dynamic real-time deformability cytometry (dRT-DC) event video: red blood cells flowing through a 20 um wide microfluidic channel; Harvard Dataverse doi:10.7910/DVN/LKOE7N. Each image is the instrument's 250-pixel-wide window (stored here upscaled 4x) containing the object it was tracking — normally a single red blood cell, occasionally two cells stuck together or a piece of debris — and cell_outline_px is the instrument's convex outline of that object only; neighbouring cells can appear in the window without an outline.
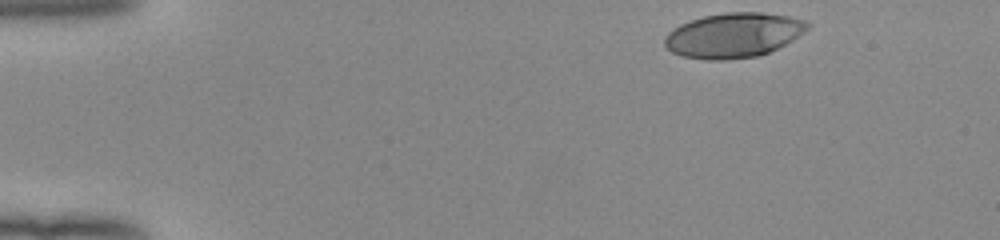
{"species": "human", "species_latin": "Homo sapiens", "temperature_condition": "room temperature", "stored_images_in_passage": 39, "camera_frame_rate_fps": 3000, "um_per_image_px": 0.085, "donor": {"sex": "female"}, "frame": {"image": 1, "passage_image": 1, "time_ms": 0.0, "image_size_px": [1000, 240], "cell_outline_px": [[812, 24], [804, 32], [792, 40], [768, 52], [756, 56], [724, 60], [708, 60], [680, 56], [672, 52], [664, 44], [664, 36], [672, 28], [680, 24], [704, 16], [724, 12], [760, 12], [788, 16], [808, 20]], "centroid_in_image_um": [62.34, 2.98], "position_along_channel_um": 22.7, "area_um2": 37.34}}
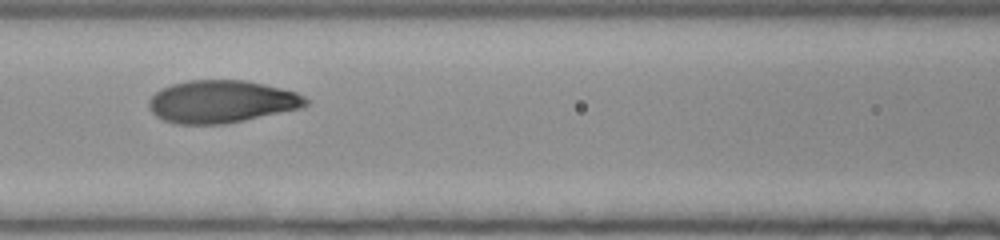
{"frame": {"image": 2, "passage_image": 18, "time_ms": 5.667, "image_size_px": [1000, 240], "cell_outline_px": [[308, 104], [304, 108], [224, 124], [176, 124], [164, 120], [156, 116], [148, 108], [148, 100], [160, 88], [172, 84], [188, 80], [244, 80], [280, 88], [296, 92], [304, 96], [308, 100]], "centroid_in_image_um": [18.82, 8.64], "position_along_channel_um": 147.8, "area_um2": 39.02}}
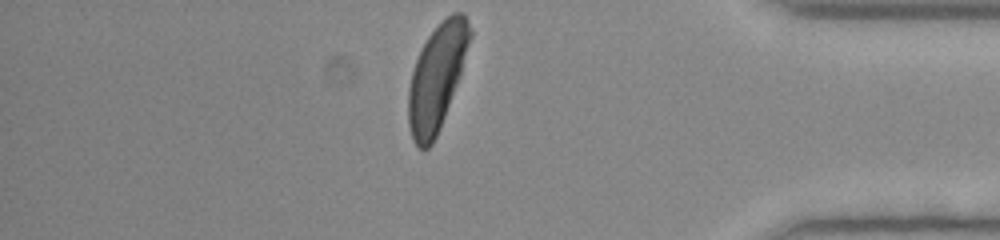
{"frame": {"image": 3, "passage_image": 39, "time_ms": 12.667, "image_size_px": [1000, 240], "cell_outline_px": [[472, 36], [460, 76], [440, 128], [432, 144], [428, 148], [420, 148], [412, 140], [408, 124], [408, 88], [412, 72], [416, 60], [428, 36], [452, 12], [464, 12], [472, 32]], "centroid_in_image_um": [37.13, 6.58], "position_along_channel_um": 398.1, "area_um2": 37.51}, "authors_computed_cell_mechanics": {"area_um2": 38.6682, "velocity_mm_per_s": 3.9631, "shape_relaxation_time_tau1_ms": 2.7144, "shape_relaxation_time_tau2_ms": null, "deformation_change_tau1": 0.1721, "deformation_change_tau2": null}}